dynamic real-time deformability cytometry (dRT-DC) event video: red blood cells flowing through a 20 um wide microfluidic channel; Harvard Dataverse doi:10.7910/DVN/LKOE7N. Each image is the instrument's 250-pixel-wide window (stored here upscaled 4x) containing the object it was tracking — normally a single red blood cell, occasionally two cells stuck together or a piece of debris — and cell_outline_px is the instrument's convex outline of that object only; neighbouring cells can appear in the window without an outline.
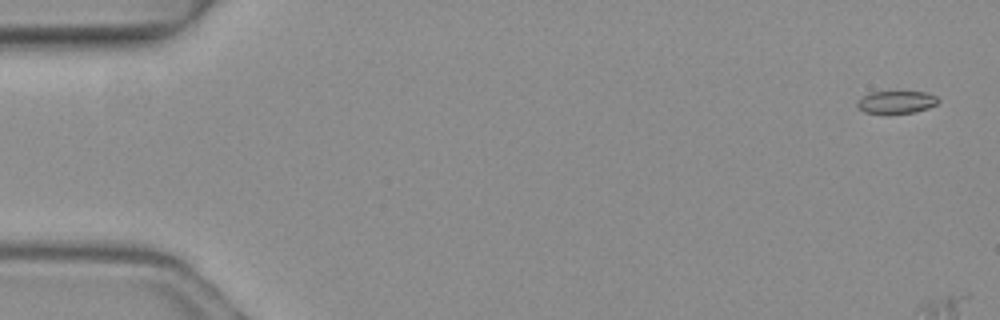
{"species": "common noctule bat (a hibernating species)", "species_latin": "Nyctalus noctula", "temperature_condition": "warm", "stored_images_in_passage": 6, "camera_frame_rate_fps": 3000, "um_per_image_px": 0.085, "animal": {"sex": "female", "body_mass_g": 19.3, "forearm_length_mm": 54.1}, "frame": {"image": 1, "passage_image": 1, "time_ms": 0.0, "image_size_px": [1000, 320], "cell_outline_px": [[940, 100], [936, 104], [928, 108], [916, 112], [888, 116], [864, 112], [856, 108], [856, 100], [872, 92], [924, 92], [936, 96]], "centroid_in_image_um": [76.13, 8.73], "position_along_channel_um": 8.9, "area_um2": 11.16}}